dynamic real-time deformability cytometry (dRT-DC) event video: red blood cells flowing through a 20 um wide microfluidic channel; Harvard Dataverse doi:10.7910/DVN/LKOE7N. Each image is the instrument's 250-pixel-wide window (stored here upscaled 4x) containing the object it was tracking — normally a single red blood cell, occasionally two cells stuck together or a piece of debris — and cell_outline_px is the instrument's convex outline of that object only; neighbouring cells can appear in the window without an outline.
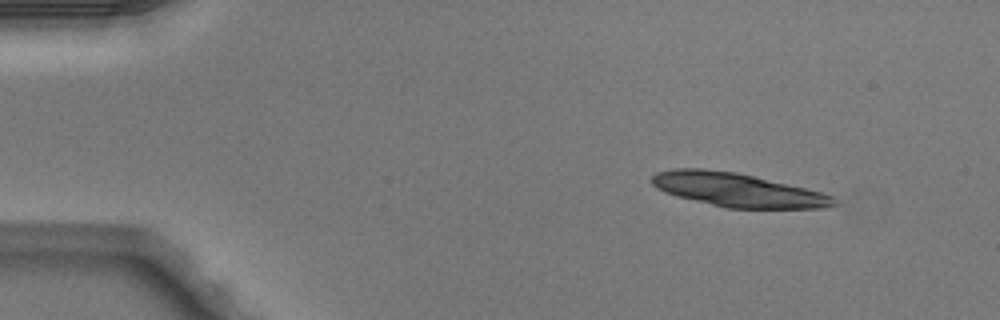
{"species": "Egyptian fruit bat (a non-hibernating species)", "species_latin": "Rousettus aegyptiacus", "temperature_condition": "warm", "stored_images_in_passage": 3, "camera_frame_rate_fps": 3000, "um_per_image_px": 0.085, "animal": {"sex": "male"}, "frame": {"image": 1, "passage_image": 1, "time_ms": 0.0, "image_size_px": [1000, 320], "cell_outline_px": [[840, 204], [828, 208], [728, 208], [676, 196], [664, 192], [656, 188], [652, 184], [652, 176], [656, 172], [672, 168], [704, 168], [736, 172], [804, 188], [820, 192], [832, 196]], "centroid_in_image_um": [62.66, 16.14], "position_along_channel_um": 22.3, "area_um2": 35.6}}